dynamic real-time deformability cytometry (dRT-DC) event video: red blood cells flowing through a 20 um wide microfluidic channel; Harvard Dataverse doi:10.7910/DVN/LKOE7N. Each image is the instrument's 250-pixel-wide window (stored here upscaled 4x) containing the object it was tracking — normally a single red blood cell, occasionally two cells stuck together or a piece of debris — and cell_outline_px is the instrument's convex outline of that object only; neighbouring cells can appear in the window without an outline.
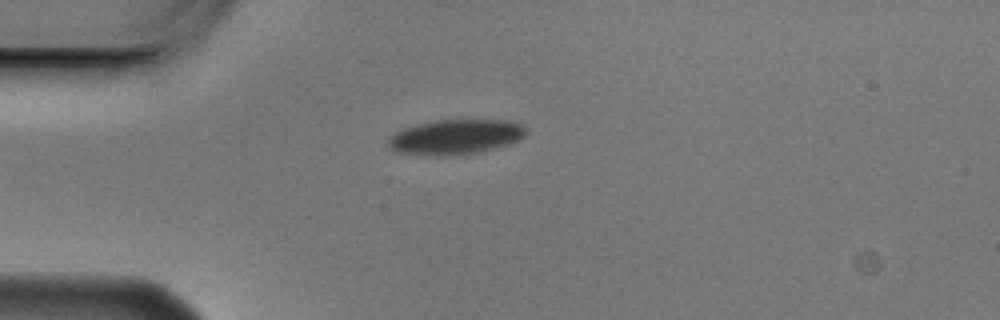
{"species": "Egyptian fruit bat (a non-hibernating species)", "species_latin": "Rousettus aegyptiacus", "temperature_condition": "cold", "stored_images_in_passage": 4, "camera_frame_rate_fps": 3000, "um_per_image_px": 0.085, "animal": {"sex": "male"}, "frame": {"image": 1, "passage_image": 4, "time_ms": 1.0, "image_size_px": [1000, 320], "cell_outline_px": [[524, 136], [520, 140], [496, 148], [476, 152], [444, 156], [436, 156], [400, 152], [392, 148], [388, 144], [388, 140], [396, 132], [404, 128], [436, 120], [504, 120], [524, 124]], "centroid_in_image_um": [38.76, 11.63], "position_along_channel_um": 46.2, "area_um2": 27.57}}